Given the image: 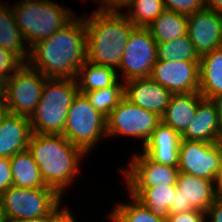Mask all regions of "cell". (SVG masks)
<instances>
[{
	"mask_svg": "<svg viewBox=\"0 0 222 222\" xmlns=\"http://www.w3.org/2000/svg\"><path fill=\"white\" fill-rule=\"evenodd\" d=\"M27 60L31 68L46 78L76 79L79 69L86 62L84 17H73L53 35L30 47Z\"/></svg>",
	"mask_w": 222,
	"mask_h": 222,
	"instance_id": "cell-1",
	"label": "cell"
},
{
	"mask_svg": "<svg viewBox=\"0 0 222 222\" xmlns=\"http://www.w3.org/2000/svg\"><path fill=\"white\" fill-rule=\"evenodd\" d=\"M28 150L36 161L46 186L63 196L78 174L85 153L63 135L32 133Z\"/></svg>",
	"mask_w": 222,
	"mask_h": 222,
	"instance_id": "cell-2",
	"label": "cell"
},
{
	"mask_svg": "<svg viewBox=\"0 0 222 222\" xmlns=\"http://www.w3.org/2000/svg\"><path fill=\"white\" fill-rule=\"evenodd\" d=\"M86 25V60L119 68L126 42L135 26L119 11L95 10L84 18Z\"/></svg>",
	"mask_w": 222,
	"mask_h": 222,
	"instance_id": "cell-3",
	"label": "cell"
},
{
	"mask_svg": "<svg viewBox=\"0 0 222 222\" xmlns=\"http://www.w3.org/2000/svg\"><path fill=\"white\" fill-rule=\"evenodd\" d=\"M79 92L77 79L48 78L29 117L33 133L62 135L68 110Z\"/></svg>",
	"mask_w": 222,
	"mask_h": 222,
	"instance_id": "cell-4",
	"label": "cell"
},
{
	"mask_svg": "<svg viewBox=\"0 0 222 222\" xmlns=\"http://www.w3.org/2000/svg\"><path fill=\"white\" fill-rule=\"evenodd\" d=\"M16 4L12 6L15 21L29 48L53 35L74 17L68 9L49 0L21 1Z\"/></svg>",
	"mask_w": 222,
	"mask_h": 222,
	"instance_id": "cell-5",
	"label": "cell"
},
{
	"mask_svg": "<svg viewBox=\"0 0 222 222\" xmlns=\"http://www.w3.org/2000/svg\"><path fill=\"white\" fill-rule=\"evenodd\" d=\"M62 135L87 154L101 136H107L106 117L90 104L85 94L78 92L68 110Z\"/></svg>",
	"mask_w": 222,
	"mask_h": 222,
	"instance_id": "cell-6",
	"label": "cell"
},
{
	"mask_svg": "<svg viewBox=\"0 0 222 222\" xmlns=\"http://www.w3.org/2000/svg\"><path fill=\"white\" fill-rule=\"evenodd\" d=\"M7 221L33 219L52 213L62 199L53 188H20L11 186L1 193Z\"/></svg>",
	"mask_w": 222,
	"mask_h": 222,
	"instance_id": "cell-7",
	"label": "cell"
},
{
	"mask_svg": "<svg viewBox=\"0 0 222 222\" xmlns=\"http://www.w3.org/2000/svg\"><path fill=\"white\" fill-rule=\"evenodd\" d=\"M46 78L41 72L23 63L14 74L0 86L8 112L30 117L41 98Z\"/></svg>",
	"mask_w": 222,
	"mask_h": 222,
	"instance_id": "cell-8",
	"label": "cell"
},
{
	"mask_svg": "<svg viewBox=\"0 0 222 222\" xmlns=\"http://www.w3.org/2000/svg\"><path fill=\"white\" fill-rule=\"evenodd\" d=\"M160 122L159 115L136 106L124 96L106 117V135L143 138L144 146Z\"/></svg>",
	"mask_w": 222,
	"mask_h": 222,
	"instance_id": "cell-9",
	"label": "cell"
},
{
	"mask_svg": "<svg viewBox=\"0 0 222 222\" xmlns=\"http://www.w3.org/2000/svg\"><path fill=\"white\" fill-rule=\"evenodd\" d=\"M157 62V43L147 27H135L126 42L119 69L123 80L129 81L151 76Z\"/></svg>",
	"mask_w": 222,
	"mask_h": 222,
	"instance_id": "cell-10",
	"label": "cell"
},
{
	"mask_svg": "<svg viewBox=\"0 0 222 222\" xmlns=\"http://www.w3.org/2000/svg\"><path fill=\"white\" fill-rule=\"evenodd\" d=\"M222 168V142L208 143L181 139L179 146V172L214 180Z\"/></svg>",
	"mask_w": 222,
	"mask_h": 222,
	"instance_id": "cell-11",
	"label": "cell"
},
{
	"mask_svg": "<svg viewBox=\"0 0 222 222\" xmlns=\"http://www.w3.org/2000/svg\"><path fill=\"white\" fill-rule=\"evenodd\" d=\"M200 61L157 60L151 78L172 94H186L199 89Z\"/></svg>",
	"mask_w": 222,
	"mask_h": 222,
	"instance_id": "cell-12",
	"label": "cell"
},
{
	"mask_svg": "<svg viewBox=\"0 0 222 222\" xmlns=\"http://www.w3.org/2000/svg\"><path fill=\"white\" fill-rule=\"evenodd\" d=\"M124 174L128 188L176 186L178 167L156 163L143 152L135 154Z\"/></svg>",
	"mask_w": 222,
	"mask_h": 222,
	"instance_id": "cell-13",
	"label": "cell"
},
{
	"mask_svg": "<svg viewBox=\"0 0 222 222\" xmlns=\"http://www.w3.org/2000/svg\"><path fill=\"white\" fill-rule=\"evenodd\" d=\"M187 35L202 55L222 47V15L203 8L187 16Z\"/></svg>",
	"mask_w": 222,
	"mask_h": 222,
	"instance_id": "cell-14",
	"label": "cell"
},
{
	"mask_svg": "<svg viewBox=\"0 0 222 222\" xmlns=\"http://www.w3.org/2000/svg\"><path fill=\"white\" fill-rule=\"evenodd\" d=\"M125 97L147 111L160 117L165 113L172 93L151 77L138 78L124 83Z\"/></svg>",
	"mask_w": 222,
	"mask_h": 222,
	"instance_id": "cell-15",
	"label": "cell"
},
{
	"mask_svg": "<svg viewBox=\"0 0 222 222\" xmlns=\"http://www.w3.org/2000/svg\"><path fill=\"white\" fill-rule=\"evenodd\" d=\"M180 141L181 135L161 121L142 150L156 163L178 167Z\"/></svg>",
	"mask_w": 222,
	"mask_h": 222,
	"instance_id": "cell-16",
	"label": "cell"
},
{
	"mask_svg": "<svg viewBox=\"0 0 222 222\" xmlns=\"http://www.w3.org/2000/svg\"><path fill=\"white\" fill-rule=\"evenodd\" d=\"M181 139L208 143L222 142V129L218 113L211 100L203 99Z\"/></svg>",
	"mask_w": 222,
	"mask_h": 222,
	"instance_id": "cell-17",
	"label": "cell"
},
{
	"mask_svg": "<svg viewBox=\"0 0 222 222\" xmlns=\"http://www.w3.org/2000/svg\"><path fill=\"white\" fill-rule=\"evenodd\" d=\"M32 133L29 117L8 113L0 124V157L10 159L28 149Z\"/></svg>",
	"mask_w": 222,
	"mask_h": 222,
	"instance_id": "cell-18",
	"label": "cell"
},
{
	"mask_svg": "<svg viewBox=\"0 0 222 222\" xmlns=\"http://www.w3.org/2000/svg\"><path fill=\"white\" fill-rule=\"evenodd\" d=\"M198 92L172 94L161 121L180 135L187 129L196 114L198 104L203 100Z\"/></svg>",
	"mask_w": 222,
	"mask_h": 222,
	"instance_id": "cell-19",
	"label": "cell"
},
{
	"mask_svg": "<svg viewBox=\"0 0 222 222\" xmlns=\"http://www.w3.org/2000/svg\"><path fill=\"white\" fill-rule=\"evenodd\" d=\"M213 181L179 172L176 187L195 209L207 212L216 199Z\"/></svg>",
	"mask_w": 222,
	"mask_h": 222,
	"instance_id": "cell-20",
	"label": "cell"
},
{
	"mask_svg": "<svg viewBox=\"0 0 222 222\" xmlns=\"http://www.w3.org/2000/svg\"><path fill=\"white\" fill-rule=\"evenodd\" d=\"M199 89L204 99L222 94V47L200 57Z\"/></svg>",
	"mask_w": 222,
	"mask_h": 222,
	"instance_id": "cell-21",
	"label": "cell"
},
{
	"mask_svg": "<svg viewBox=\"0 0 222 222\" xmlns=\"http://www.w3.org/2000/svg\"><path fill=\"white\" fill-rule=\"evenodd\" d=\"M13 186L20 188H51L45 185L36 161L26 149L10 159Z\"/></svg>",
	"mask_w": 222,
	"mask_h": 222,
	"instance_id": "cell-22",
	"label": "cell"
},
{
	"mask_svg": "<svg viewBox=\"0 0 222 222\" xmlns=\"http://www.w3.org/2000/svg\"><path fill=\"white\" fill-rule=\"evenodd\" d=\"M23 41L25 42L15 21L12 8L0 2V47L15 54L23 63H27L29 47L24 45Z\"/></svg>",
	"mask_w": 222,
	"mask_h": 222,
	"instance_id": "cell-23",
	"label": "cell"
},
{
	"mask_svg": "<svg viewBox=\"0 0 222 222\" xmlns=\"http://www.w3.org/2000/svg\"><path fill=\"white\" fill-rule=\"evenodd\" d=\"M129 194L134 196L155 216L164 220L170 215V202L176 194V186H157L152 188H129Z\"/></svg>",
	"mask_w": 222,
	"mask_h": 222,
	"instance_id": "cell-24",
	"label": "cell"
},
{
	"mask_svg": "<svg viewBox=\"0 0 222 222\" xmlns=\"http://www.w3.org/2000/svg\"><path fill=\"white\" fill-rule=\"evenodd\" d=\"M147 28L157 44L168 42L187 34V15L164 10Z\"/></svg>",
	"mask_w": 222,
	"mask_h": 222,
	"instance_id": "cell-25",
	"label": "cell"
},
{
	"mask_svg": "<svg viewBox=\"0 0 222 222\" xmlns=\"http://www.w3.org/2000/svg\"><path fill=\"white\" fill-rule=\"evenodd\" d=\"M77 78H80L81 81H78ZM76 79L79 92L84 94L88 91L112 86L118 80V74L111 67L97 65L86 60L79 69Z\"/></svg>",
	"mask_w": 222,
	"mask_h": 222,
	"instance_id": "cell-26",
	"label": "cell"
},
{
	"mask_svg": "<svg viewBox=\"0 0 222 222\" xmlns=\"http://www.w3.org/2000/svg\"><path fill=\"white\" fill-rule=\"evenodd\" d=\"M157 60L166 62L169 60L200 61V56L186 34L174 40L157 44Z\"/></svg>",
	"mask_w": 222,
	"mask_h": 222,
	"instance_id": "cell-27",
	"label": "cell"
},
{
	"mask_svg": "<svg viewBox=\"0 0 222 222\" xmlns=\"http://www.w3.org/2000/svg\"><path fill=\"white\" fill-rule=\"evenodd\" d=\"M90 104L107 117L125 96L124 83L117 80L112 86L84 93Z\"/></svg>",
	"mask_w": 222,
	"mask_h": 222,
	"instance_id": "cell-28",
	"label": "cell"
},
{
	"mask_svg": "<svg viewBox=\"0 0 222 222\" xmlns=\"http://www.w3.org/2000/svg\"><path fill=\"white\" fill-rule=\"evenodd\" d=\"M128 204L118 203L115 209L109 214L113 222H166V220L155 216L148 208L134 196Z\"/></svg>",
	"mask_w": 222,
	"mask_h": 222,
	"instance_id": "cell-29",
	"label": "cell"
},
{
	"mask_svg": "<svg viewBox=\"0 0 222 222\" xmlns=\"http://www.w3.org/2000/svg\"><path fill=\"white\" fill-rule=\"evenodd\" d=\"M126 7L131 11L124 15L135 27H148L165 10L163 0H131Z\"/></svg>",
	"mask_w": 222,
	"mask_h": 222,
	"instance_id": "cell-30",
	"label": "cell"
},
{
	"mask_svg": "<svg viewBox=\"0 0 222 222\" xmlns=\"http://www.w3.org/2000/svg\"><path fill=\"white\" fill-rule=\"evenodd\" d=\"M22 64L23 62L15 54L0 47V86L6 82Z\"/></svg>",
	"mask_w": 222,
	"mask_h": 222,
	"instance_id": "cell-31",
	"label": "cell"
},
{
	"mask_svg": "<svg viewBox=\"0 0 222 222\" xmlns=\"http://www.w3.org/2000/svg\"><path fill=\"white\" fill-rule=\"evenodd\" d=\"M163 4L165 10L175 11L187 16L205 8L204 0H163Z\"/></svg>",
	"mask_w": 222,
	"mask_h": 222,
	"instance_id": "cell-32",
	"label": "cell"
},
{
	"mask_svg": "<svg viewBox=\"0 0 222 222\" xmlns=\"http://www.w3.org/2000/svg\"><path fill=\"white\" fill-rule=\"evenodd\" d=\"M206 212L195 209L185 212L170 214L166 222H205Z\"/></svg>",
	"mask_w": 222,
	"mask_h": 222,
	"instance_id": "cell-33",
	"label": "cell"
},
{
	"mask_svg": "<svg viewBox=\"0 0 222 222\" xmlns=\"http://www.w3.org/2000/svg\"><path fill=\"white\" fill-rule=\"evenodd\" d=\"M13 186V177L8 158L0 157V194Z\"/></svg>",
	"mask_w": 222,
	"mask_h": 222,
	"instance_id": "cell-34",
	"label": "cell"
},
{
	"mask_svg": "<svg viewBox=\"0 0 222 222\" xmlns=\"http://www.w3.org/2000/svg\"><path fill=\"white\" fill-rule=\"evenodd\" d=\"M60 207L61 206L59 205L52 213L48 214L47 216L33 219L10 220L8 222H61L70 212L67 208L59 209Z\"/></svg>",
	"mask_w": 222,
	"mask_h": 222,
	"instance_id": "cell-35",
	"label": "cell"
},
{
	"mask_svg": "<svg viewBox=\"0 0 222 222\" xmlns=\"http://www.w3.org/2000/svg\"><path fill=\"white\" fill-rule=\"evenodd\" d=\"M188 210H195V208L190 202L185 200V198L181 195V192L176 187V194L173 201L170 202V214H177Z\"/></svg>",
	"mask_w": 222,
	"mask_h": 222,
	"instance_id": "cell-36",
	"label": "cell"
},
{
	"mask_svg": "<svg viewBox=\"0 0 222 222\" xmlns=\"http://www.w3.org/2000/svg\"><path fill=\"white\" fill-rule=\"evenodd\" d=\"M206 215L210 216V222H222V199L216 198L208 208Z\"/></svg>",
	"mask_w": 222,
	"mask_h": 222,
	"instance_id": "cell-37",
	"label": "cell"
},
{
	"mask_svg": "<svg viewBox=\"0 0 222 222\" xmlns=\"http://www.w3.org/2000/svg\"><path fill=\"white\" fill-rule=\"evenodd\" d=\"M101 7H99L101 11H119L120 7L125 8L131 0H100ZM119 7V8H118Z\"/></svg>",
	"mask_w": 222,
	"mask_h": 222,
	"instance_id": "cell-38",
	"label": "cell"
},
{
	"mask_svg": "<svg viewBox=\"0 0 222 222\" xmlns=\"http://www.w3.org/2000/svg\"><path fill=\"white\" fill-rule=\"evenodd\" d=\"M213 185L216 198L222 199V168L215 175Z\"/></svg>",
	"mask_w": 222,
	"mask_h": 222,
	"instance_id": "cell-39",
	"label": "cell"
},
{
	"mask_svg": "<svg viewBox=\"0 0 222 222\" xmlns=\"http://www.w3.org/2000/svg\"><path fill=\"white\" fill-rule=\"evenodd\" d=\"M210 100L215 105L216 111L218 113L219 123L222 129V94L216 95Z\"/></svg>",
	"mask_w": 222,
	"mask_h": 222,
	"instance_id": "cell-40",
	"label": "cell"
},
{
	"mask_svg": "<svg viewBox=\"0 0 222 222\" xmlns=\"http://www.w3.org/2000/svg\"><path fill=\"white\" fill-rule=\"evenodd\" d=\"M205 8L214 10L218 14L222 15V0H204Z\"/></svg>",
	"mask_w": 222,
	"mask_h": 222,
	"instance_id": "cell-41",
	"label": "cell"
},
{
	"mask_svg": "<svg viewBox=\"0 0 222 222\" xmlns=\"http://www.w3.org/2000/svg\"><path fill=\"white\" fill-rule=\"evenodd\" d=\"M8 113L9 112L6 106V102L4 100L3 93L0 90V124L2 123L3 119L7 116Z\"/></svg>",
	"mask_w": 222,
	"mask_h": 222,
	"instance_id": "cell-42",
	"label": "cell"
},
{
	"mask_svg": "<svg viewBox=\"0 0 222 222\" xmlns=\"http://www.w3.org/2000/svg\"><path fill=\"white\" fill-rule=\"evenodd\" d=\"M0 222H8L4 213V206L1 194H0Z\"/></svg>",
	"mask_w": 222,
	"mask_h": 222,
	"instance_id": "cell-43",
	"label": "cell"
},
{
	"mask_svg": "<svg viewBox=\"0 0 222 222\" xmlns=\"http://www.w3.org/2000/svg\"><path fill=\"white\" fill-rule=\"evenodd\" d=\"M61 222H76V221L74 220L71 213H69Z\"/></svg>",
	"mask_w": 222,
	"mask_h": 222,
	"instance_id": "cell-44",
	"label": "cell"
}]
</instances>
